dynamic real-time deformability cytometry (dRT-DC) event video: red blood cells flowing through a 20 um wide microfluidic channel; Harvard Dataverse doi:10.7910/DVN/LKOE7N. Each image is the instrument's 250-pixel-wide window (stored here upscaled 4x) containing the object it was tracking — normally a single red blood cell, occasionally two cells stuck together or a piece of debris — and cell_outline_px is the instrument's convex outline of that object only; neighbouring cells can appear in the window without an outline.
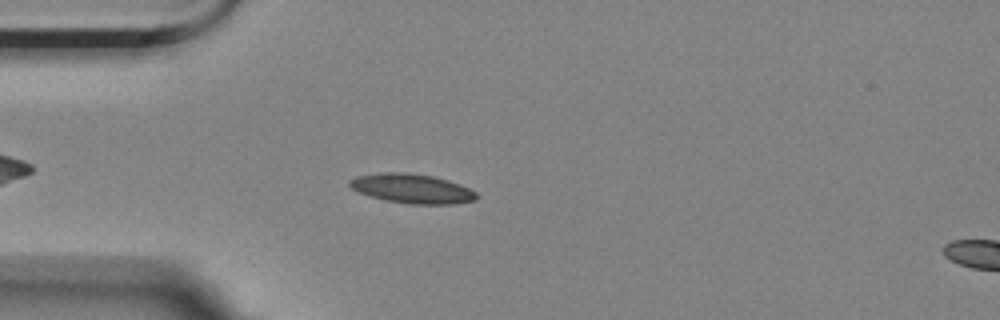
{"species": "Egyptian fruit bat (a non-hibernating species)", "species_latin": "Rousettus aegyptiacus", "temperature_condition": "room temperature", "stored_images_in_passage": 39, "camera_frame_rate_fps": 3000, "um_per_image_px": 0.085, "animal": {"sex": "female"}, "frame": {"image": 1, "passage_image": 2, "time_ms": 0.333, "image_size_px": [1000, 320], "cell_outline_px": [[480, 196], [476, 200], [452, 204], [408, 204], [388, 200], [372, 196], [360, 192], [352, 188], [348, 184], [348, 180], [356, 176], [380, 172], [400, 172], [432, 176], [448, 180], [460, 184], [476, 192]], "centroid_in_image_um": [35.04, 16.03], "position_along_channel_um": 50.0, "area_um2": 21.62}}
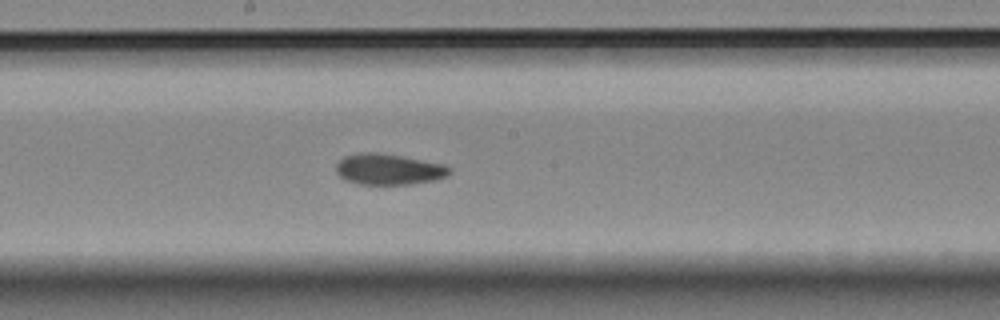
{"frame": {"image": 2, "passage_image": 17, "time_ms": 5.333, "image_size_px": [1000, 320], "cell_outline_px": [[452, 172], [448, 176], [436, 180], [412, 184], [356, 184], [344, 180], [336, 172], [336, 164], [344, 156], [360, 152], [376, 152], [400, 156], [444, 164], [452, 168]], "centroid_in_image_um": [33.04, 14.39], "position_along_channel_um": 215.2, "area_um2": 20.63}}
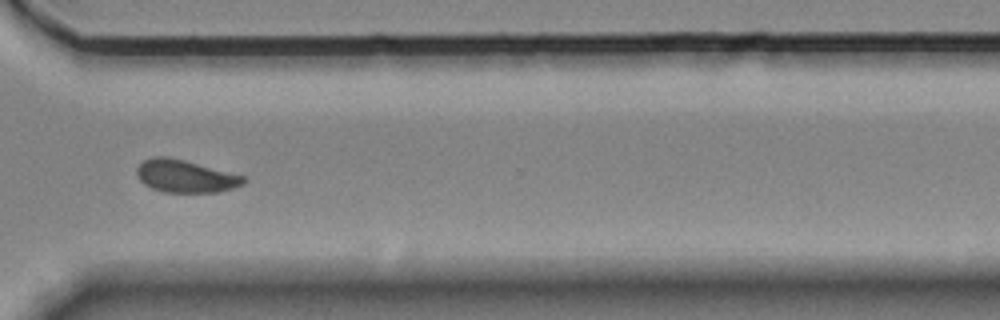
{"frame": {"image": 3, "passage_image": 29, "time_ms": 9.333, "image_size_px": [1000, 320], "cell_outline_px": [[248, 180], [244, 184], [220, 192], [164, 192], [152, 188], [144, 184], [136, 176], [136, 168], [144, 160], [152, 156], [168, 156], [184, 160], [244, 176]], "centroid_in_image_um": [15.74, 14.97], "position_along_channel_um": 354.9, "area_um2": 20.29}, "authors_computed_cell_mechanics": {"area_um2": 20.2878, "velocity_mm_per_s": 3.4884, "shape_relaxation_time_tau1_ms": 6.0624, "shape_relaxation_time_tau2_ms": 1.611, "deformation_change_tau1": 0.1319, "deformation_change_tau2": 0.0658}}